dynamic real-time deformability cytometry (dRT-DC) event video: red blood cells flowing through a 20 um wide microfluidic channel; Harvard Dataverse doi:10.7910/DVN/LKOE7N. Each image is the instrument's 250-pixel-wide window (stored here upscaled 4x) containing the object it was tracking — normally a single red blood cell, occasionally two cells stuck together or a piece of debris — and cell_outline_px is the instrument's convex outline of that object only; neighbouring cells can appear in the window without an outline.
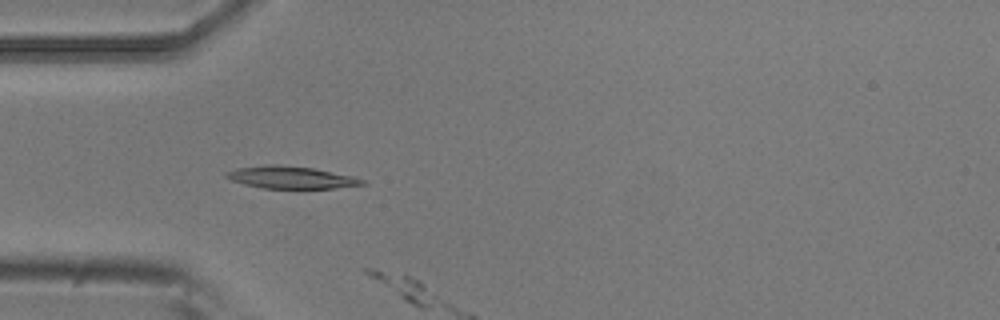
{"species": "common noctule bat (a hibernating species)", "species_latin": "Nyctalus noctula", "temperature_condition": "room temperature", "stored_images_in_passage": 2, "camera_frame_rate_fps": 3000, "um_per_image_px": 0.085, "animal": {"sex": "male", "body_mass_g": 20.5, "forearm_length_mm": 52.5}, "frame": {"image": 1, "passage_image": 1, "time_ms": 0.0, "image_size_px": [1000, 320], "cell_outline_px": [[368, 184], [300, 192], [264, 188], [244, 184], [232, 180], [224, 176], [224, 172], [236, 168], [272, 164], [312, 168], [352, 176], [364, 180]], "centroid_in_image_um": [24.75, 15.14], "position_along_channel_um": 60.2, "area_um2": 18.44}}